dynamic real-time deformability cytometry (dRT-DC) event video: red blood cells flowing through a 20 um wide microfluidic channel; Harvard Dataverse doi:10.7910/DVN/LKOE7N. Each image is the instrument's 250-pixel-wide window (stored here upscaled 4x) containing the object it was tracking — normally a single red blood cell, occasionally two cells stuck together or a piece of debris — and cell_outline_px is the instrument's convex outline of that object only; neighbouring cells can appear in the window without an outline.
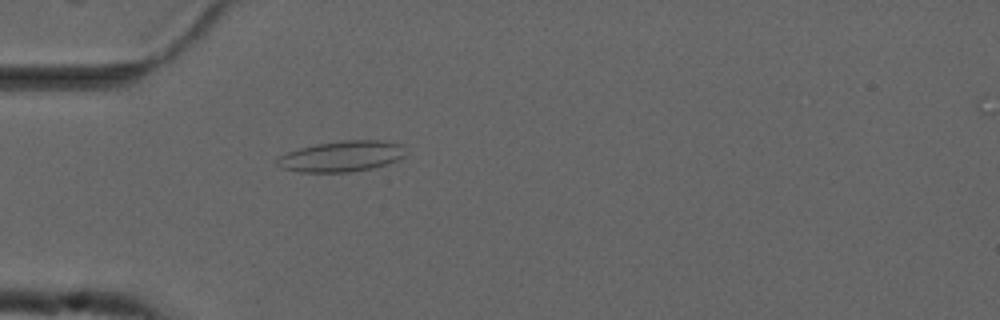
{"species": "common noctule bat (a hibernating species)", "species_latin": "Nyctalus noctula", "temperature_condition": "cold", "stored_images_in_passage": 40, "camera_frame_rate_fps": 3000, "um_per_image_px": 0.085, "animal": {"sex": "male", "forearm_length_mm": 52.5}, "frame": {"image": 1, "passage_image": 2, "time_ms": 0.333, "image_size_px": [1000, 320], "cell_outline_px": [[404, 156], [400, 160], [372, 168], [352, 172], [300, 172], [284, 168], [276, 164], [276, 160], [280, 156], [288, 152], [300, 148], [316, 144], [344, 140], [376, 140], [400, 144]], "centroid_in_image_um": [29.02, 13.29], "position_along_channel_um": 56.0, "area_um2": 22.77}}
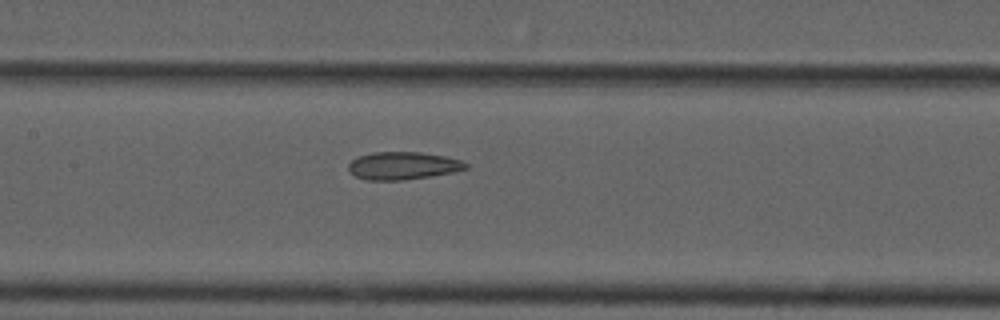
{"frame": {"image": 2, "passage_image": 12, "time_ms": 3.667, "image_size_px": [1000, 320], "cell_outline_px": [[468, 168], [452, 172], [428, 176], [400, 180], [368, 180], [356, 176], [348, 168], [348, 164], [356, 156], [372, 152], [420, 152], [444, 156], [460, 160], [468, 164]], "centroid_in_image_um": [34.22, 14.07], "position_along_channel_um": 173.2, "area_um2": 18.73}}
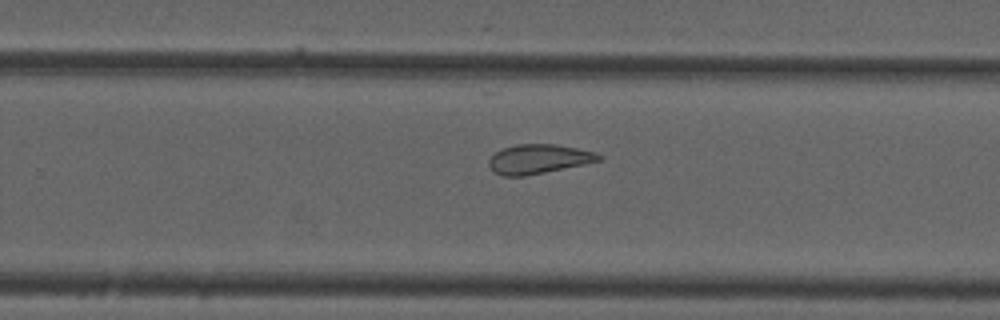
{"frame": {"image": 3, "passage_image": 21, "time_ms": 6.667, "image_size_px": [1000, 320], "cell_outline_px": [[604, 156], [600, 160], [584, 164], [524, 176], [500, 176], [488, 164], [488, 160], [496, 152], [504, 148], [516, 144], [556, 144], [596, 152]], "centroid_in_image_um": [45.79, 13.51], "position_along_channel_um": 284.0, "area_um2": 18.61}, "authors_computed_cell_mechanics": {"area_um2": 19.9988, "velocity_mm_per_s": 3.7112, "shape_relaxation_time_tau1_ms": null, "shape_relaxation_time_tau2_ms": 2.2273, "deformation_change_tau1": null, "deformation_change_tau2": 0.0999}}